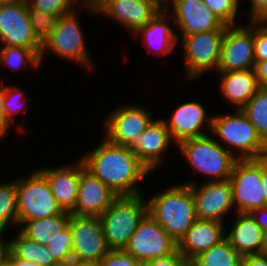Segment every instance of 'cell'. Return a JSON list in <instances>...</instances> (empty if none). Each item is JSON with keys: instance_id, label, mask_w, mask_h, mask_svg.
Returning a JSON list of instances; mask_svg holds the SVG:
<instances>
[{"instance_id": "obj_33", "label": "cell", "mask_w": 267, "mask_h": 266, "mask_svg": "<svg viewBox=\"0 0 267 266\" xmlns=\"http://www.w3.org/2000/svg\"><path fill=\"white\" fill-rule=\"evenodd\" d=\"M225 25H235L241 0H202Z\"/></svg>"}, {"instance_id": "obj_11", "label": "cell", "mask_w": 267, "mask_h": 266, "mask_svg": "<svg viewBox=\"0 0 267 266\" xmlns=\"http://www.w3.org/2000/svg\"><path fill=\"white\" fill-rule=\"evenodd\" d=\"M124 251L143 263L175 253L177 242L147 213L140 221Z\"/></svg>"}, {"instance_id": "obj_6", "label": "cell", "mask_w": 267, "mask_h": 266, "mask_svg": "<svg viewBox=\"0 0 267 266\" xmlns=\"http://www.w3.org/2000/svg\"><path fill=\"white\" fill-rule=\"evenodd\" d=\"M18 226L25 221L47 218L63 212L53 196L46 176L37 168L29 175L17 177Z\"/></svg>"}, {"instance_id": "obj_32", "label": "cell", "mask_w": 267, "mask_h": 266, "mask_svg": "<svg viewBox=\"0 0 267 266\" xmlns=\"http://www.w3.org/2000/svg\"><path fill=\"white\" fill-rule=\"evenodd\" d=\"M24 92L16 86H6L4 91V110H5V119L12 125L14 123V118L16 114L20 111L27 110V99L23 94ZM23 109V110H22ZM25 109V110H24Z\"/></svg>"}, {"instance_id": "obj_19", "label": "cell", "mask_w": 267, "mask_h": 266, "mask_svg": "<svg viewBox=\"0 0 267 266\" xmlns=\"http://www.w3.org/2000/svg\"><path fill=\"white\" fill-rule=\"evenodd\" d=\"M170 117L169 120L162 119L175 146L184 140L208 134L204 130L202 131L205 125H208L207 129L211 131L213 116H207L206 110L200 102L191 100L180 104Z\"/></svg>"}, {"instance_id": "obj_9", "label": "cell", "mask_w": 267, "mask_h": 266, "mask_svg": "<svg viewBox=\"0 0 267 266\" xmlns=\"http://www.w3.org/2000/svg\"><path fill=\"white\" fill-rule=\"evenodd\" d=\"M225 30L194 33L184 36L181 42L184 47L185 78L191 82L206 72L218 69L221 45Z\"/></svg>"}, {"instance_id": "obj_10", "label": "cell", "mask_w": 267, "mask_h": 266, "mask_svg": "<svg viewBox=\"0 0 267 266\" xmlns=\"http://www.w3.org/2000/svg\"><path fill=\"white\" fill-rule=\"evenodd\" d=\"M151 111L133 103L115 107L103 120L104 137L113 144L130 148L154 120Z\"/></svg>"}, {"instance_id": "obj_37", "label": "cell", "mask_w": 267, "mask_h": 266, "mask_svg": "<svg viewBox=\"0 0 267 266\" xmlns=\"http://www.w3.org/2000/svg\"><path fill=\"white\" fill-rule=\"evenodd\" d=\"M255 64L267 60V28L260 21H253Z\"/></svg>"}, {"instance_id": "obj_24", "label": "cell", "mask_w": 267, "mask_h": 266, "mask_svg": "<svg viewBox=\"0 0 267 266\" xmlns=\"http://www.w3.org/2000/svg\"><path fill=\"white\" fill-rule=\"evenodd\" d=\"M216 73L220 75L222 97L236 109H241L259 89L254 69Z\"/></svg>"}, {"instance_id": "obj_49", "label": "cell", "mask_w": 267, "mask_h": 266, "mask_svg": "<svg viewBox=\"0 0 267 266\" xmlns=\"http://www.w3.org/2000/svg\"><path fill=\"white\" fill-rule=\"evenodd\" d=\"M260 254L267 255V228L262 231V243Z\"/></svg>"}, {"instance_id": "obj_36", "label": "cell", "mask_w": 267, "mask_h": 266, "mask_svg": "<svg viewBox=\"0 0 267 266\" xmlns=\"http://www.w3.org/2000/svg\"><path fill=\"white\" fill-rule=\"evenodd\" d=\"M54 259L59 261H67L72 258V233L68 227L56 237L54 240L46 244Z\"/></svg>"}, {"instance_id": "obj_51", "label": "cell", "mask_w": 267, "mask_h": 266, "mask_svg": "<svg viewBox=\"0 0 267 266\" xmlns=\"http://www.w3.org/2000/svg\"><path fill=\"white\" fill-rule=\"evenodd\" d=\"M0 266H13V263L6 257L1 263Z\"/></svg>"}, {"instance_id": "obj_8", "label": "cell", "mask_w": 267, "mask_h": 266, "mask_svg": "<svg viewBox=\"0 0 267 266\" xmlns=\"http://www.w3.org/2000/svg\"><path fill=\"white\" fill-rule=\"evenodd\" d=\"M229 180L235 213H250L265 206L262 158L238 159Z\"/></svg>"}, {"instance_id": "obj_43", "label": "cell", "mask_w": 267, "mask_h": 266, "mask_svg": "<svg viewBox=\"0 0 267 266\" xmlns=\"http://www.w3.org/2000/svg\"><path fill=\"white\" fill-rule=\"evenodd\" d=\"M254 70L259 87H267V60L257 62Z\"/></svg>"}, {"instance_id": "obj_12", "label": "cell", "mask_w": 267, "mask_h": 266, "mask_svg": "<svg viewBox=\"0 0 267 266\" xmlns=\"http://www.w3.org/2000/svg\"><path fill=\"white\" fill-rule=\"evenodd\" d=\"M191 187L195 202V214L199 220H214L224 223L233 205V195L230 180L207 181L198 185L196 181H185Z\"/></svg>"}, {"instance_id": "obj_52", "label": "cell", "mask_w": 267, "mask_h": 266, "mask_svg": "<svg viewBox=\"0 0 267 266\" xmlns=\"http://www.w3.org/2000/svg\"><path fill=\"white\" fill-rule=\"evenodd\" d=\"M75 266H97V263H91V262H79Z\"/></svg>"}, {"instance_id": "obj_39", "label": "cell", "mask_w": 267, "mask_h": 266, "mask_svg": "<svg viewBox=\"0 0 267 266\" xmlns=\"http://www.w3.org/2000/svg\"><path fill=\"white\" fill-rule=\"evenodd\" d=\"M141 266H191V262L176 251L167 257L147 260Z\"/></svg>"}, {"instance_id": "obj_34", "label": "cell", "mask_w": 267, "mask_h": 266, "mask_svg": "<svg viewBox=\"0 0 267 266\" xmlns=\"http://www.w3.org/2000/svg\"><path fill=\"white\" fill-rule=\"evenodd\" d=\"M29 15L33 33L43 44L54 30L58 17L40 10H29Z\"/></svg>"}, {"instance_id": "obj_42", "label": "cell", "mask_w": 267, "mask_h": 266, "mask_svg": "<svg viewBox=\"0 0 267 266\" xmlns=\"http://www.w3.org/2000/svg\"><path fill=\"white\" fill-rule=\"evenodd\" d=\"M241 266H267V255L254 254L243 256Z\"/></svg>"}, {"instance_id": "obj_53", "label": "cell", "mask_w": 267, "mask_h": 266, "mask_svg": "<svg viewBox=\"0 0 267 266\" xmlns=\"http://www.w3.org/2000/svg\"><path fill=\"white\" fill-rule=\"evenodd\" d=\"M26 0H0V4H9V3H16V2H23Z\"/></svg>"}, {"instance_id": "obj_16", "label": "cell", "mask_w": 267, "mask_h": 266, "mask_svg": "<svg viewBox=\"0 0 267 266\" xmlns=\"http://www.w3.org/2000/svg\"><path fill=\"white\" fill-rule=\"evenodd\" d=\"M169 3V4H168ZM171 4V5H170ZM171 6L169 18L173 25L182 32V36L214 30H226L225 25L205 6L202 0H164V7Z\"/></svg>"}, {"instance_id": "obj_41", "label": "cell", "mask_w": 267, "mask_h": 266, "mask_svg": "<svg viewBox=\"0 0 267 266\" xmlns=\"http://www.w3.org/2000/svg\"><path fill=\"white\" fill-rule=\"evenodd\" d=\"M4 81L0 80V139L7 137V132L10 130L11 125L5 119V110H4V91L5 85Z\"/></svg>"}, {"instance_id": "obj_21", "label": "cell", "mask_w": 267, "mask_h": 266, "mask_svg": "<svg viewBox=\"0 0 267 266\" xmlns=\"http://www.w3.org/2000/svg\"><path fill=\"white\" fill-rule=\"evenodd\" d=\"M225 223L197 219L177 243V251L190 262L225 239Z\"/></svg>"}, {"instance_id": "obj_45", "label": "cell", "mask_w": 267, "mask_h": 266, "mask_svg": "<svg viewBox=\"0 0 267 266\" xmlns=\"http://www.w3.org/2000/svg\"><path fill=\"white\" fill-rule=\"evenodd\" d=\"M115 0H87L83 8L88 9L91 13L97 14L108 2Z\"/></svg>"}, {"instance_id": "obj_31", "label": "cell", "mask_w": 267, "mask_h": 266, "mask_svg": "<svg viewBox=\"0 0 267 266\" xmlns=\"http://www.w3.org/2000/svg\"><path fill=\"white\" fill-rule=\"evenodd\" d=\"M0 62L1 65H6V67L16 71L21 70L26 65H30L34 70L41 68L40 55L26 47L1 46Z\"/></svg>"}, {"instance_id": "obj_29", "label": "cell", "mask_w": 267, "mask_h": 266, "mask_svg": "<svg viewBox=\"0 0 267 266\" xmlns=\"http://www.w3.org/2000/svg\"><path fill=\"white\" fill-rule=\"evenodd\" d=\"M241 110L267 144V87H259Z\"/></svg>"}, {"instance_id": "obj_18", "label": "cell", "mask_w": 267, "mask_h": 266, "mask_svg": "<svg viewBox=\"0 0 267 266\" xmlns=\"http://www.w3.org/2000/svg\"><path fill=\"white\" fill-rule=\"evenodd\" d=\"M117 197L107 185L84 168L80 159L77 202L70 213L77 216L100 217Z\"/></svg>"}, {"instance_id": "obj_23", "label": "cell", "mask_w": 267, "mask_h": 266, "mask_svg": "<svg viewBox=\"0 0 267 266\" xmlns=\"http://www.w3.org/2000/svg\"><path fill=\"white\" fill-rule=\"evenodd\" d=\"M169 11V7H164L151 21L132 34L142 37L148 52L151 50L154 54H169L180 41V36L168 24Z\"/></svg>"}, {"instance_id": "obj_26", "label": "cell", "mask_w": 267, "mask_h": 266, "mask_svg": "<svg viewBox=\"0 0 267 266\" xmlns=\"http://www.w3.org/2000/svg\"><path fill=\"white\" fill-rule=\"evenodd\" d=\"M70 216V212L63 211L59 215L25 221L19 226V231L30 240L44 246L69 227Z\"/></svg>"}, {"instance_id": "obj_47", "label": "cell", "mask_w": 267, "mask_h": 266, "mask_svg": "<svg viewBox=\"0 0 267 266\" xmlns=\"http://www.w3.org/2000/svg\"><path fill=\"white\" fill-rule=\"evenodd\" d=\"M7 258L13 263V266H40L38 263L29 262L17 258L10 250L8 252Z\"/></svg>"}, {"instance_id": "obj_2", "label": "cell", "mask_w": 267, "mask_h": 266, "mask_svg": "<svg viewBox=\"0 0 267 266\" xmlns=\"http://www.w3.org/2000/svg\"><path fill=\"white\" fill-rule=\"evenodd\" d=\"M150 214L178 243L197 220L191 187L176 184L146 199Z\"/></svg>"}, {"instance_id": "obj_50", "label": "cell", "mask_w": 267, "mask_h": 266, "mask_svg": "<svg viewBox=\"0 0 267 266\" xmlns=\"http://www.w3.org/2000/svg\"><path fill=\"white\" fill-rule=\"evenodd\" d=\"M77 262L73 259L67 261H59L53 264L52 266H75Z\"/></svg>"}, {"instance_id": "obj_20", "label": "cell", "mask_w": 267, "mask_h": 266, "mask_svg": "<svg viewBox=\"0 0 267 266\" xmlns=\"http://www.w3.org/2000/svg\"><path fill=\"white\" fill-rule=\"evenodd\" d=\"M173 144L175 143L165 122L162 117H158L150 123L130 149L148 170L153 172L156 168L161 167L167 157L165 153Z\"/></svg>"}, {"instance_id": "obj_14", "label": "cell", "mask_w": 267, "mask_h": 266, "mask_svg": "<svg viewBox=\"0 0 267 266\" xmlns=\"http://www.w3.org/2000/svg\"><path fill=\"white\" fill-rule=\"evenodd\" d=\"M249 23L226 27L217 72L254 69L253 21Z\"/></svg>"}, {"instance_id": "obj_13", "label": "cell", "mask_w": 267, "mask_h": 266, "mask_svg": "<svg viewBox=\"0 0 267 266\" xmlns=\"http://www.w3.org/2000/svg\"><path fill=\"white\" fill-rule=\"evenodd\" d=\"M69 228L72 233V258L77 263H97L109 253L99 217L71 214Z\"/></svg>"}, {"instance_id": "obj_35", "label": "cell", "mask_w": 267, "mask_h": 266, "mask_svg": "<svg viewBox=\"0 0 267 266\" xmlns=\"http://www.w3.org/2000/svg\"><path fill=\"white\" fill-rule=\"evenodd\" d=\"M76 4L81 6L82 2L77 3L76 0H28V10H40L59 18L73 11Z\"/></svg>"}, {"instance_id": "obj_48", "label": "cell", "mask_w": 267, "mask_h": 266, "mask_svg": "<svg viewBox=\"0 0 267 266\" xmlns=\"http://www.w3.org/2000/svg\"><path fill=\"white\" fill-rule=\"evenodd\" d=\"M262 186L265 195V206H267V156L262 158Z\"/></svg>"}, {"instance_id": "obj_25", "label": "cell", "mask_w": 267, "mask_h": 266, "mask_svg": "<svg viewBox=\"0 0 267 266\" xmlns=\"http://www.w3.org/2000/svg\"><path fill=\"white\" fill-rule=\"evenodd\" d=\"M236 214V215H235ZM235 221L225 232V238L231 246L243 257L260 254L262 231L250 213H235Z\"/></svg>"}, {"instance_id": "obj_27", "label": "cell", "mask_w": 267, "mask_h": 266, "mask_svg": "<svg viewBox=\"0 0 267 266\" xmlns=\"http://www.w3.org/2000/svg\"><path fill=\"white\" fill-rule=\"evenodd\" d=\"M15 235L9 240V250L17 258L38 263L40 266H52L57 262L46 245L30 240L19 230Z\"/></svg>"}, {"instance_id": "obj_4", "label": "cell", "mask_w": 267, "mask_h": 266, "mask_svg": "<svg viewBox=\"0 0 267 266\" xmlns=\"http://www.w3.org/2000/svg\"><path fill=\"white\" fill-rule=\"evenodd\" d=\"M176 146L193 171L207 176V181L228 180L238 160L215 140L214 135L187 139Z\"/></svg>"}, {"instance_id": "obj_44", "label": "cell", "mask_w": 267, "mask_h": 266, "mask_svg": "<svg viewBox=\"0 0 267 266\" xmlns=\"http://www.w3.org/2000/svg\"><path fill=\"white\" fill-rule=\"evenodd\" d=\"M250 214L260 228H267V206L254 209L250 212Z\"/></svg>"}, {"instance_id": "obj_30", "label": "cell", "mask_w": 267, "mask_h": 266, "mask_svg": "<svg viewBox=\"0 0 267 266\" xmlns=\"http://www.w3.org/2000/svg\"><path fill=\"white\" fill-rule=\"evenodd\" d=\"M13 225L18 227V207L16 184L11 179L0 183V230L8 231Z\"/></svg>"}, {"instance_id": "obj_28", "label": "cell", "mask_w": 267, "mask_h": 266, "mask_svg": "<svg viewBox=\"0 0 267 266\" xmlns=\"http://www.w3.org/2000/svg\"><path fill=\"white\" fill-rule=\"evenodd\" d=\"M242 256L225 238L191 261V266H241Z\"/></svg>"}, {"instance_id": "obj_40", "label": "cell", "mask_w": 267, "mask_h": 266, "mask_svg": "<svg viewBox=\"0 0 267 266\" xmlns=\"http://www.w3.org/2000/svg\"><path fill=\"white\" fill-rule=\"evenodd\" d=\"M250 21H260L267 16V0H250Z\"/></svg>"}, {"instance_id": "obj_22", "label": "cell", "mask_w": 267, "mask_h": 266, "mask_svg": "<svg viewBox=\"0 0 267 266\" xmlns=\"http://www.w3.org/2000/svg\"><path fill=\"white\" fill-rule=\"evenodd\" d=\"M47 178L53 196L63 211L71 212L77 202L80 158L58 168H38Z\"/></svg>"}, {"instance_id": "obj_15", "label": "cell", "mask_w": 267, "mask_h": 266, "mask_svg": "<svg viewBox=\"0 0 267 266\" xmlns=\"http://www.w3.org/2000/svg\"><path fill=\"white\" fill-rule=\"evenodd\" d=\"M0 42L2 46L26 47L41 54L42 44L33 33L27 0L0 4Z\"/></svg>"}, {"instance_id": "obj_7", "label": "cell", "mask_w": 267, "mask_h": 266, "mask_svg": "<svg viewBox=\"0 0 267 266\" xmlns=\"http://www.w3.org/2000/svg\"><path fill=\"white\" fill-rule=\"evenodd\" d=\"M77 12V10H73L57 19L54 30L42 44L41 64L45 59L44 55L50 51V54L53 53L72 63L77 62L78 65L86 68L93 65Z\"/></svg>"}, {"instance_id": "obj_55", "label": "cell", "mask_w": 267, "mask_h": 266, "mask_svg": "<svg viewBox=\"0 0 267 266\" xmlns=\"http://www.w3.org/2000/svg\"><path fill=\"white\" fill-rule=\"evenodd\" d=\"M77 2L78 1H80V0H76ZM82 1V6L84 5V4H86V2H87V0H81Z\"/></svg>"}, {"instance_id": "obj_54", "label": "cell", "mask_w": 267, "mask_h": 266, "mask_svg": "<svg viewBox=\"0 0 267 266\" xmlns=\"http://www.w3.org/2000/svg\"><path fill=\"white\" fill-rule=\"evenodd\" d=\"M260 22L267 28V16L263 17Z\"/></svg>"}, {"instance_id": "obj_17", "label": "cell", "mask_w": 267, "mask_h": 266, "mask_svg": "<svg viewBox=\"0 0 267 266\" xmlns=\"http://www.w3.org/2000/svg\"><path fill=\"white\" fill-rule=\"evenodd\" d=\"M163 8V0H115L108 2L97 14L118 22L134 34Z\"/></svg>"}, {"instance_id": "obj_46", "label": "cell", "mask_w": 267, "mask_h": 266, "mask_svg": "<svg viewBox=\"0 0 267 266\" xmlns=\"http://www.w3.org/2000/svg\"><path fill=\"white\" fill-rule=\"evenodd\" d=\"M5 230H0V263L7 257L9 252V240L3 239ZM5 240V241H4Z\"/></svg>"}, {"instance_id": "obj_3", "label": "cell", "mask_w": 267, "mask_h": 266, "mask_svg": "<svg viewBox=\"0 0 267 266\" xmlns=\"http://www.w3.org/2000/svg\"><path fill=\"white\" fill-rule=\"evenodd\" d=\"M211 132L224 148L238 159H257L267 156V144L241 109L234 114H213ZM228 144L227 146H225ZM231 148H230V147ZM234 148V150H232ZM236 150V151H235ZM238 152V153H236Z\"/></svg>"}, {"instance_id": "obj_5", "label": "cell", "mask_w": 267, "mask_h": 266, "mask_svg": "<svg viewBox=\"0 0 267 266\" xmlns=\"http://www.w3.org/2000/svg\"><path fill=\"white\" fill-rule=\"evenodd\" d=\"M143 195L118 196L99 217L110 250H124L148 213L147 200Z\"/></svg>"}, {"instance_id": "obj_38", "label": "cell", "mask_w": 267, "mask_h": 266, "mask_svg": "<svg viewBox=\"0 0 267 266\" xmlns=\"http://www.w3.org/2000/svg\"><path fill=\"white\" fill-rule=\"evenodd\" d=\"M97 266H141V263L124 250H110Z\"/></svg>"}, {"instance_id": "obj_1", "label": "cell", "mask_w": 267, "mask_h": 266, "mask_svg": "<svg viewBox=\"0 0 267 266\" xmlns=\"http://www.w3.org/2000/svg\"><path fill=\"white\" fill-rule=\"evenodd\" d=\"M85 153L80 158L84 168L117 196L143 193L139 182L151 172L129 147L113 144L103 136L98 147Z\"/></svg>"}]
</instances>
